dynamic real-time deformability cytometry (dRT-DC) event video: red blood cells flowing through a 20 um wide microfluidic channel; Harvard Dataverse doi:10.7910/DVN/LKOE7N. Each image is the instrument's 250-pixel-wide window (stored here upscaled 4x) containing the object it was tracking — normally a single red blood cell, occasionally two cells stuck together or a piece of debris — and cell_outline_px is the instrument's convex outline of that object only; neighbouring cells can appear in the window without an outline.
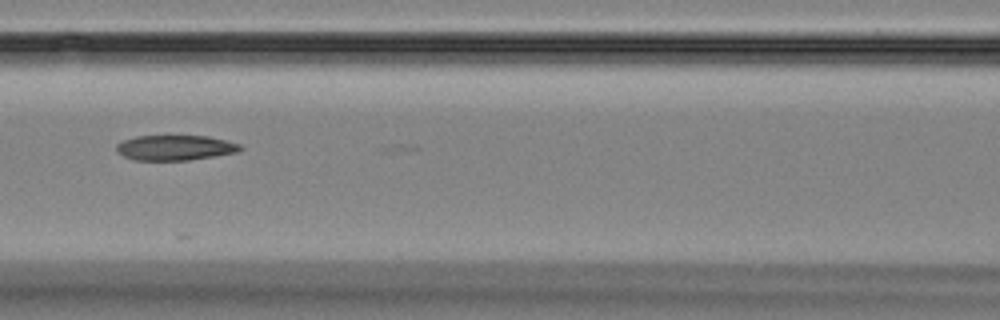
{"species": "Egyptian fruit bat (a non-hibernating species)", "species_latin": "Rousettus aegyptiacus", "temperature_condition": "room temperature", "stored_images_in_passage": 4, "camera_frame_rate_fps": 3000, "um_per_image_px": 0.085, "animal": {"sex": "female"}, "frame": {"image": 1, "passage_image": 3, "time_ms": 2.333, "image_size_px": [1000, 320], "cell_outline_px": [[244, 148], [236, 152], [188, 160], [132, 160], [124, 156], [116, 148], [116, 144], [124, 140], [136, 136], [208, 136], [240, 144]], "centroid_in_image_um": [14.87, 12.55], "position_along_channel_um": 151.7, "area_um2": 17.92}}